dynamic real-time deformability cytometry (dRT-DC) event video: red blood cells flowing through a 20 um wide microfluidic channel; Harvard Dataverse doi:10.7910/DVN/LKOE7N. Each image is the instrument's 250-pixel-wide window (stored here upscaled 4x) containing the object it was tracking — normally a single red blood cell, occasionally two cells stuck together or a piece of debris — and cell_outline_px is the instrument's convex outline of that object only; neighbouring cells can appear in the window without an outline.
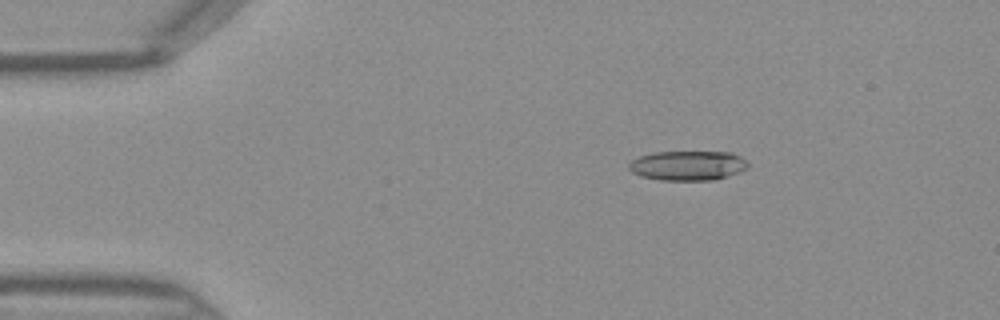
{"species": "Egyptian fruit bat (a non-hibernating species)", "species_latin": "Rousettus aegyptiacus", "temperature_condition": "warm", "stored_images_in_passage": 45, "camera_frame_rate_fps": 3000, "um_per_image_px": 0.085, "frame": {"image": 1, "passage_image": 7, "time_ms": 2.0, "image_size_px": [1000, 320], "cell_outline_px": [[748, 168], [740, 172], [728, 176], [712, 180], [660, 180], [640, 176], [632, 172], [628, 168], [628, 164], [632, 160], [640, 156], [652, 152], [732, 152], [740, 156], [748, 164]], "centroid_in_image_um": [58.45, 14.07], "position_along_channel_um": 26.5, "area_um2": 20.63}}
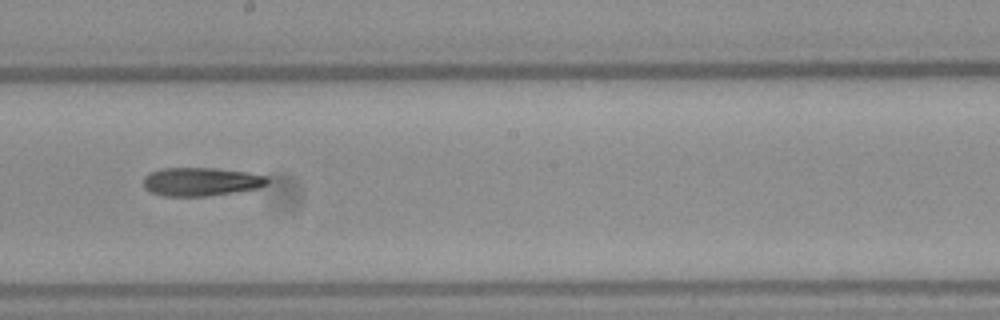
{"frame": {"image": 2, "passage_image": 25, "time_ms": 8.0, "image_size_px": [1000, 320], "cell_outline_px": [[268, 180], [264, 184], [256, 188], [232, 192], [204, 196], [164, 196], [152, 192], [144, 188], [144, 176], [160, 168], [216, 168], [244, 172], [268, 176]], "centroid_in_image_um": [17.03, 15.43], "position_along_channel_um": 231.2, "area_um2": 20.23}}
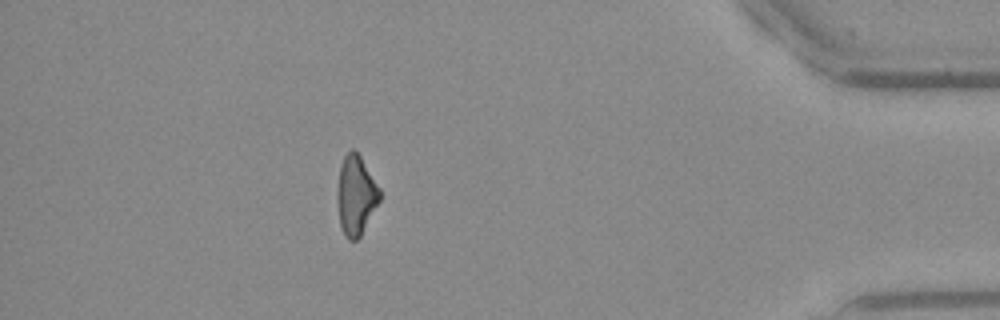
{"frame": {"image": 3, "passage_image": 40, "time_ms": 13.0, "image_size_px": [1000, 320], "cell_outline_px": [[380, 200], [360, 236], [356, 240], [348, 240], [340, 224], [336, 196], [336, 192], [340, 164], [344, 156], [352, 148], [360, 156], [380, 188]], "centroid_in_image_um": [30.23, 16.58], "position_along_channel_um": 405.0, "area_um2": 19.54}}